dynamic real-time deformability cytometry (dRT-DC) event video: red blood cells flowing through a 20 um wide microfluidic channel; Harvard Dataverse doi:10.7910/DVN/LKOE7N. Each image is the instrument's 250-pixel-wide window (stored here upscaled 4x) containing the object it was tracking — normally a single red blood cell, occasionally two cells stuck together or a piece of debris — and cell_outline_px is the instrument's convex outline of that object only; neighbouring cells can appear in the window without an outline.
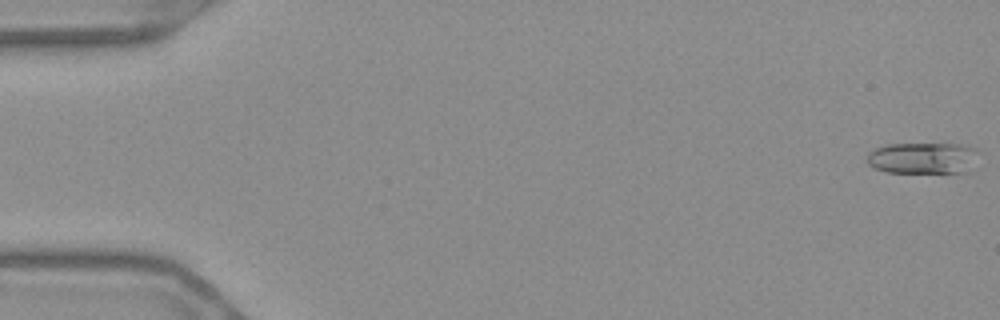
{"species": "Egyptian fruit bat (a non-hibernating species)", "species_latin": "Rousettus aegyptiacus", "temperature_condition": "warm", "stored_images_in_passage": 16, "camera_frame_rate_fps": 3000, "um_per_image_px": 0.085, "frame": {"image": 1, "passage_image": 1, "time_ms": 0.0, "image_size_px": [1000, 320], "cell_outline_px": [[976, 148], [968, 172], [888, 172], [876, 168], [868, 164], [864, 160], [868, 152], [876, 148], [888, 144], [968, 144]], "centroid_in_image_um": [78.36, 13.42], "position_along_channel_um": 6.6, "area_um2": 20.17}}